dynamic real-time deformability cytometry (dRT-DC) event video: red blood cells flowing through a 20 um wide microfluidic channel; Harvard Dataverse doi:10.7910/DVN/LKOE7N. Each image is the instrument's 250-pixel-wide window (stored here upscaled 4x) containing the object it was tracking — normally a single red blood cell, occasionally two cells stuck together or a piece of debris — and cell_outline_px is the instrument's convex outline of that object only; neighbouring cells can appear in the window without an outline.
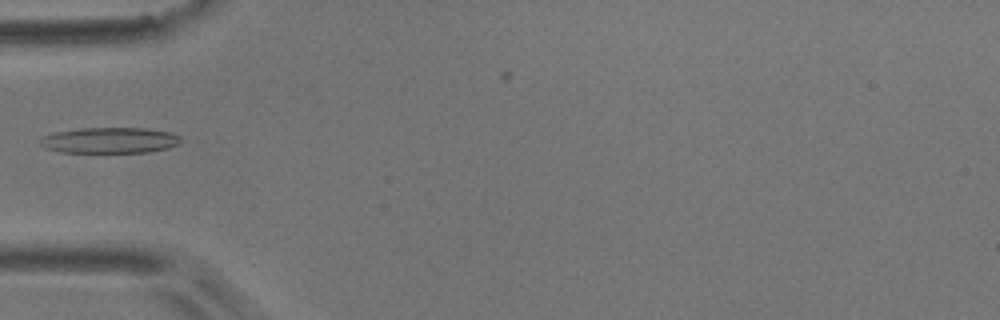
{"species": "common noctule bat (a hibernating species)", "species_latin": "Nyctalus noctula", "temperature_condition": "room temperature", "stored_images_in_passage": 3, "camera_frame_rate_fps": 3000, "um_per_image_px": 0.085, "animal": {"sex": "male", "body_mass_g": 17.9}, "frame": {"image": 1, "passage_image": 3, "time_ms": 2.333, "image_size_px": [1000, 320], "cell_outline_px": [[180, 144], [168, 148], [148, 152], [60, 152], [44, 148], [36, 140], [40, 136], [56, 132], [80, 128], [144, 128], [172, 132], [180, 136]], "centroid_in_image_um": [9.29, 11.92], "position_along_channel_um": 75.7, "area_um2": 21.39}}